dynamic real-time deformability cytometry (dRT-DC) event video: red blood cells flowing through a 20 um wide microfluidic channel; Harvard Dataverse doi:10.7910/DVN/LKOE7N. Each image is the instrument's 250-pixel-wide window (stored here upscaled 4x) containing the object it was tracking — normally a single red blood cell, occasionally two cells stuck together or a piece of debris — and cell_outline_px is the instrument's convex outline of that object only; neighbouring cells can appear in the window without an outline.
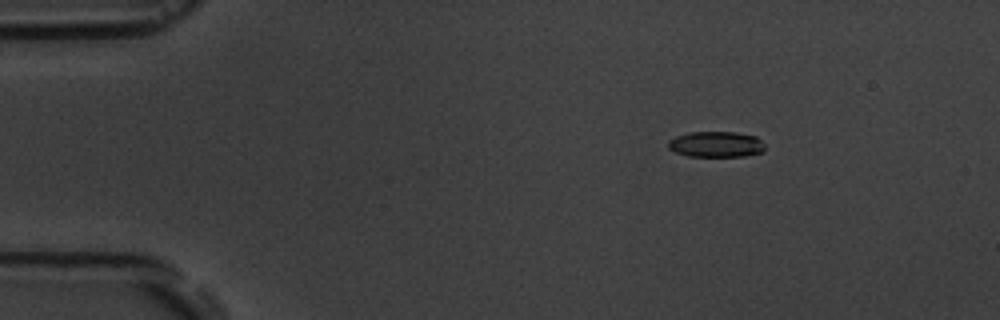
{"species": "common noctule bat (a hibernating species)", "species_latin": "Nyctalus noctula", "temperature_condition": "room temperature", "stored_images_in_passage": 6, "camera_frame_rate_fps": 3000, "um_per_image_px": 0.085, "animal": {"sex": "male", "body_mass_g": 19.5, "forearm_length_mm": 54.6}, "frame": {"image": 1, "passage_image": 3, "time_ms": 2.333, "image_size_px": [1000, 320], "cell_outline_px": [[764, 152], [744, 156], [688, 156], [676, 152], [668, 148], [668, 140], [676, 136], [688, 132], [736, 132], [756, 136], [764, 144]], "centroid_in_image_um": [60.87, 12.26], "position_along_channel_um": 24.1, "area_um2": 14.57}}
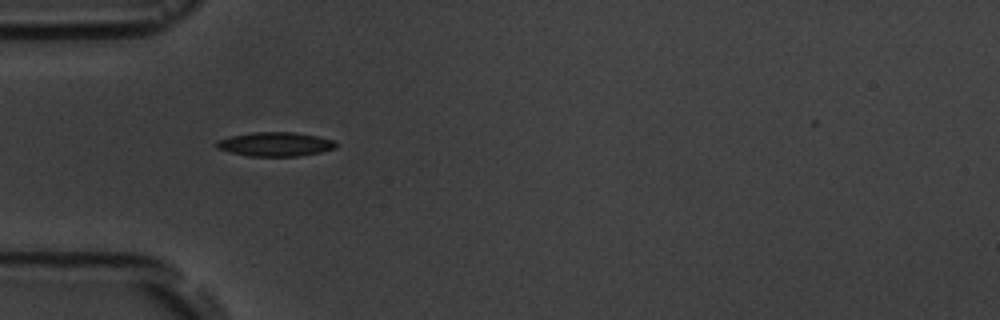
{"frame": {"image": 2, "passage_image": 5, "time_ms": 5.333, "image_size_px": [1000, 320], "cell_outline_px": [[336, 148], [320, 152], [296, 156], [248, 156], [216, 148], [216, 140], [232, 136], [252, 132], [296, 132], [336, 140]], "centroid_in_image_um": [23.41, 12.25], "position_along_channel_um": 61.6, "area_um2": 16.7}}
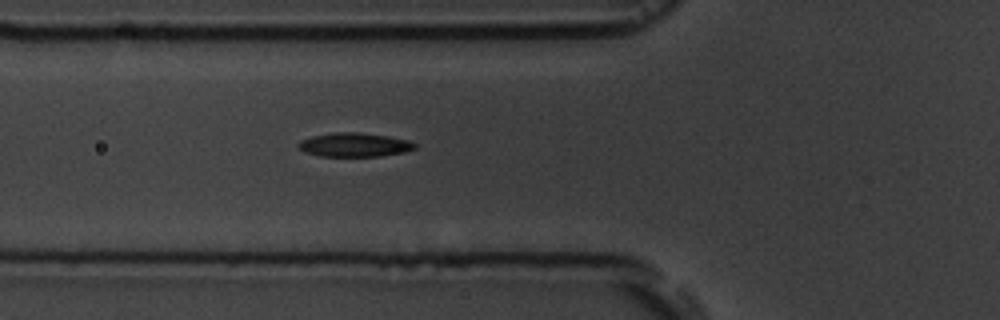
{"frame": {"image": 3, "passage_image": 6, "time_ms": 6.333, "image_size_px": [1000, 320], "cell_outline_px": [[416, 148], [404, 152], [380, 156], [320, 156], [296, 148], [296, 144], [300, 140], [312, 136], [336, 132], [360, 132], [388, 136], [408, 140], [416, 144]], "centroid_in_image_um": [30.1, 12.3], "position_along_channel_um": 95.7, "area_um2": 16.24}}